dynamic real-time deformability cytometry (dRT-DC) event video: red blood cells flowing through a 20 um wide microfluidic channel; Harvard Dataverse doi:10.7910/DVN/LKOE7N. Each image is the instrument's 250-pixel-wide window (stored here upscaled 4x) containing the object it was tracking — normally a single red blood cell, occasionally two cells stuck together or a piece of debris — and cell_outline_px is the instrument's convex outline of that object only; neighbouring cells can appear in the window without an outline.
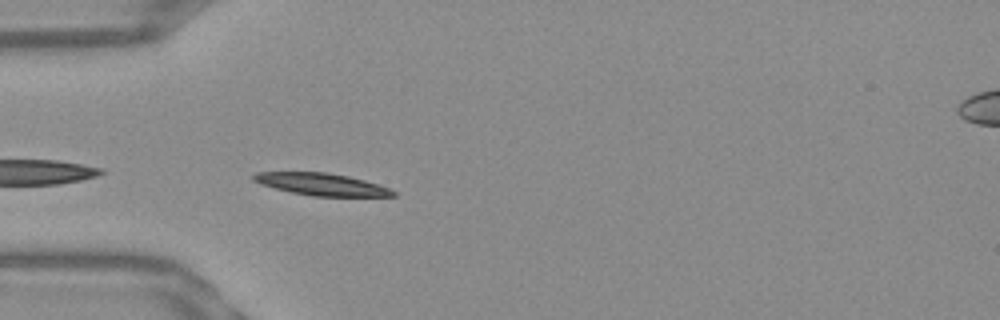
{"species": "Egyptian fruit bat (a non-hibernating species)", "species_latin": "Rousettus aegyptiacus", "temperature_condition": "warm", "stored_images_in_passage": 39, "camera_frame_rate_fps": 3000, "um_per_image_px": 0.085, "frame": {"image": 1, "passage_image": 2, "time_ms": 0.333, "image_size_px": [1000, 320], "cell_outline_px": [[396, 196], [312, 196], [292, 192], [260, 184], [252, 180], [252, 176], [256, 172], [324, 172], [348, 176], [364, 180], [388, 188], [396, 192]], "centroid_in_image_um": [27.3, 15.66], "position_along_channel_um": 57.7, "area_um2": 17.8}}
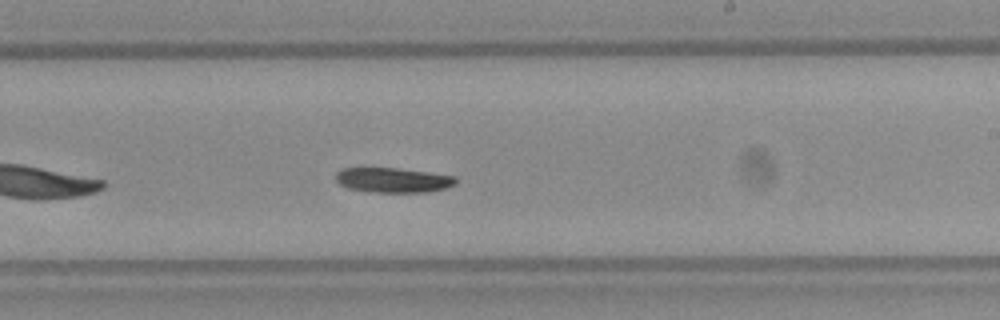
{"frame": {"image": 2, "passage_image": 18, "time_ms": 5.667, "image_size_px": [1000, 320], "cell_outline_px": [[456, 184], [444, 188], [428, 192], [376, 192], [348, 188], [340, 184], [336, 180], [336, 172], [340, 168], [396, 168], [428, 172], [456, 176]], "centroid_in_image_um": [33.4, 15.3], "position_along_channel_um": 255.6, "area_um2": 17.28}}
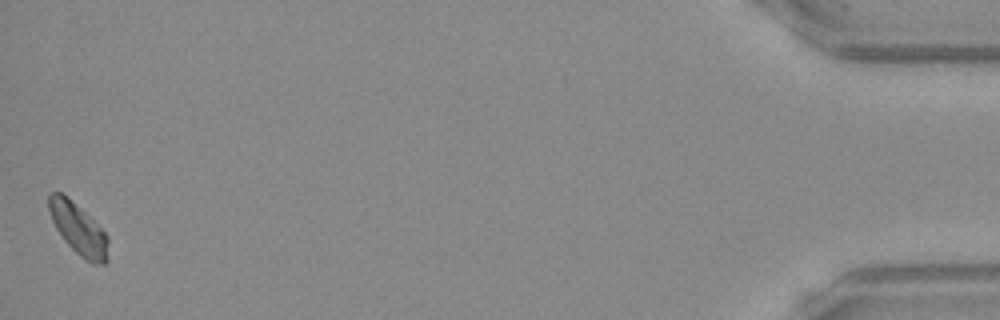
{"frame": {"image": 3, "passage_image": 39, "time_ms": 12.667, "image_size_px": [1000, 320], "cell_outline_px": [[108, 260], [104, 264], [92, 264], [84, 260], [64, 240], [56, 228], [52, 220], [48, 208], [48, 196], [52, 192], [60, 192], [68, 196], [108, 236]], "centroid_in_image_um": [6.66, 19.48], "position_along_channel_um": 428.5, "area_um2": 17.57}, "authors_computed_cell_mechanics": {"area_um2": 18.0336, "velocity_mm_per_s": 3.7884, "shape_relaxation_time_tau1_ms": 4.9804, "shape_relaxation_time_tau2_ms": null, "deformation_change_tau1": 0.1035, "deformation_change_tau2": null}}